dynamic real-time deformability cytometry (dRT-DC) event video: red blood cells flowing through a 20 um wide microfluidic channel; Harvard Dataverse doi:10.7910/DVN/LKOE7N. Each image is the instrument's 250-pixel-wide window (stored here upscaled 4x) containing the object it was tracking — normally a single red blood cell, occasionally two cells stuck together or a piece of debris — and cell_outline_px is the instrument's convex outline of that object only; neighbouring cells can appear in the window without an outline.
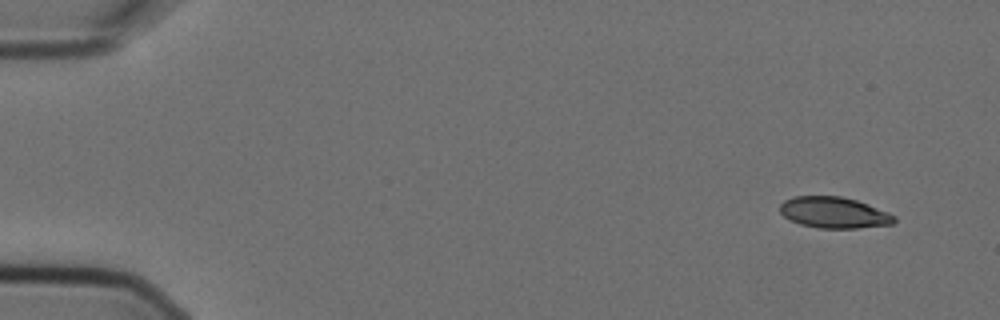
{"species": "Egyptian fruit bat (a non-hibernating species)", "species_latin": "Rousettus aegyptiacus", "temperature_condition": "cold", "stored_images_in_passage": 5, "camera_frame_rate_fps": 3000, "um_per_image_px": 0.085, "animal": {"sex": "female"}, "frame": {"image": 1, "passage_image": 1, "time_ms": 0.0, "image_size_px": [1000, 320], "cell_outline_px": [[896, 220], [892, 224], [856, 228], [820, 228], [800, 224], [788, 220], [780, 212], [780, 204], [784, 200], [792, 196], [840, 196], [856, 200], [868, 204], [888, 212], [896, 216]], "centroid_in_image_um": [70.87, 18.06], "position_along_channel_um": 14.1, "area_um2": 20.81}}
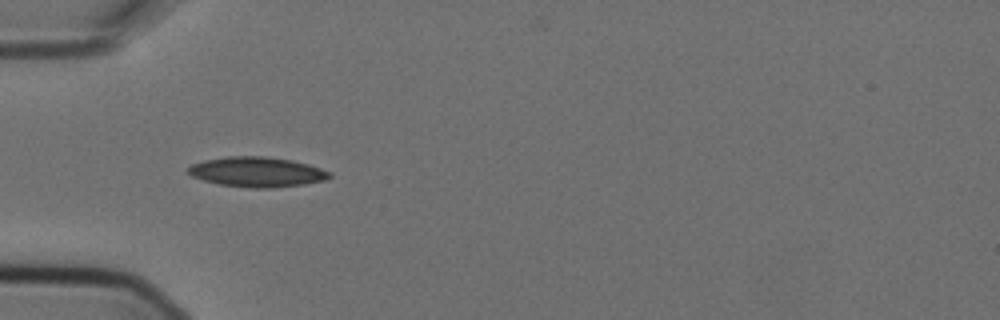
{"frame": {"image": 2, "passage_image": 4, "time_ms": 1.0, "image_size_px": [1000, 320], "cell_outline_px": [[332, 176], [324, 180], [304, 184], [272, 188], [252, 188], [220, 184], [204, 180], [192, 176], [188, 172], [188, 168], [192, 164], [204, 160], [228, 156], [264, 156], [292, 160], [308, 164], [332, 172]], "centroid_in_image_um": [21.86, 14.61], "position_along_channel_um": 63.1, "area_um2": 24.62}}
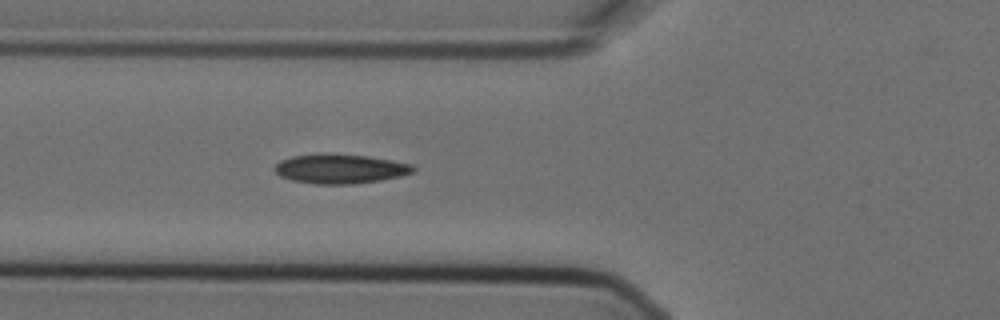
{"frame": {"image": 3, "passage_image": 5, "time_ms": 1.333, "image_size_px": [1000, 320], "cell_outline_px": [[416, 172], [400, 176], [380, 180], [352, 184], [316, 184], [292, 180], [280, 176], [272, 168], [280, 160], [292, 156], [320, 152], [328, 152], [368, 156], [392, 160], [412, 164], [416, 168]], "centroid_in_image_um": [28.9, 14.32], "position_along_channel_um": 96.9, "area_um2": 24.22}}